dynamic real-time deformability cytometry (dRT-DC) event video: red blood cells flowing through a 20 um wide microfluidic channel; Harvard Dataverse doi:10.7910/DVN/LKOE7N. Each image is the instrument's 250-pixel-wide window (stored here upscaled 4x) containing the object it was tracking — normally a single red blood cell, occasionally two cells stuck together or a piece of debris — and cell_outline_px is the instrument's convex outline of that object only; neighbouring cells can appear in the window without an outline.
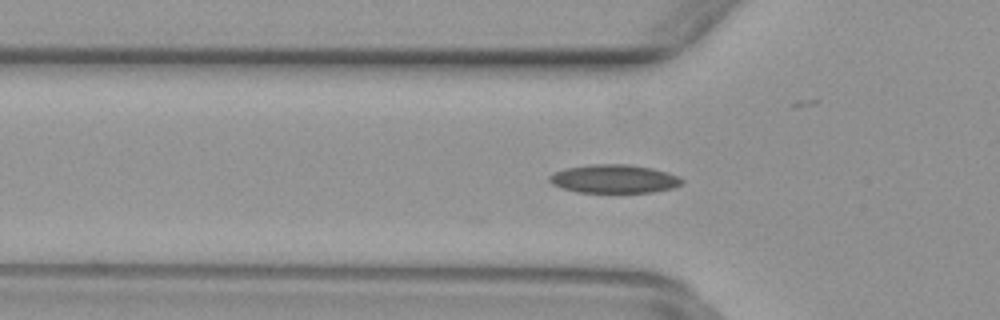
{"species": "common noctule bat (a hibernating species)", "species_latin": "Nyctalus noctula", "temperature_condition": "warm", "stored_images_in_passage": 31, "camera_frame_rate_fps": 3000, "um_per_image_px": 0.085, "animal": {"sex": "female", "body_mass_g": 29.2, "forearm_length_mm": 56.3}, "frame": {"image": 1, "passage_image": 5, "time_ms": 1.333, "image_size_px": [1000, 320], "cell_outline_px": [[684, 184], [672, 188], [652, 192], [576, 192], [560, 188], [552, 184], [548, 180], [548, 176], [552, 172], [564, 168], [592, 164], [628, 164], [652, 168], [668, 172], [680, 176], [684, 180]], "centroid_in_image_um": [52.18, 15.2], "position_along_channel_um": 73.6, "area_um2": 22.31}}
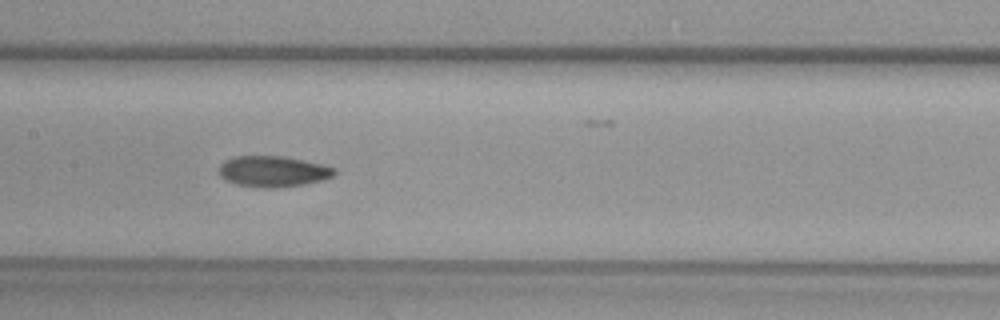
{"frame": {"image": 2, "passage_image": 13, "time_ms": 4.0, "image_size_px": [1000, 320], "cell_outline_px": [[336, 172], [332, 176], [324, 180], [304, 184], [276, 188], [264, 188], [236, 184], [224, 180], [220, 176], [220, 164], [224, 160], [236, 156], [284, 156], [324, 164], [336, 168]], "centroid_in_image_um": [23.22, 14.57], "position_along_channel_um": 184.2, "area_um2": 20.98}}
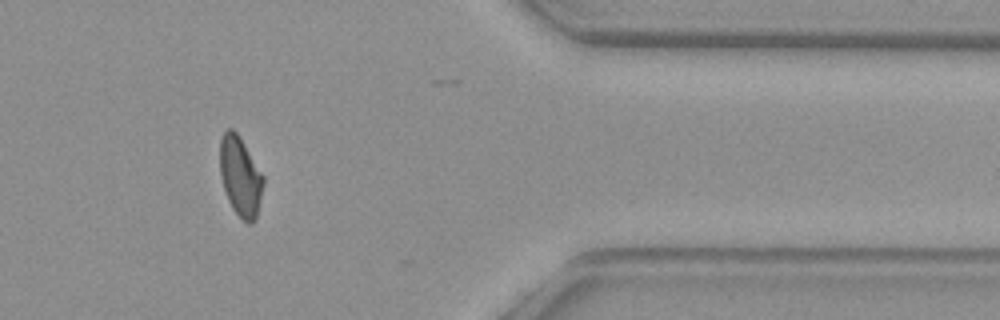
{"frame": {"image": 3, "passage_image": 30, "time_ms": 9.667, "image_size_px": [1000, 320], "cell_outline_px": [[264, 184], [256, 220], [252, 224], [248, 224], [232, 208], [228, 200], [220, 176], [220, 140], [224, 132], [228, 128], [232, 128], [240, 136], [264, 176]], "centroid_in_image_um": [20.44, 14.99], "position_along_channel_um": 391.0, "area_um2": 20.23}}